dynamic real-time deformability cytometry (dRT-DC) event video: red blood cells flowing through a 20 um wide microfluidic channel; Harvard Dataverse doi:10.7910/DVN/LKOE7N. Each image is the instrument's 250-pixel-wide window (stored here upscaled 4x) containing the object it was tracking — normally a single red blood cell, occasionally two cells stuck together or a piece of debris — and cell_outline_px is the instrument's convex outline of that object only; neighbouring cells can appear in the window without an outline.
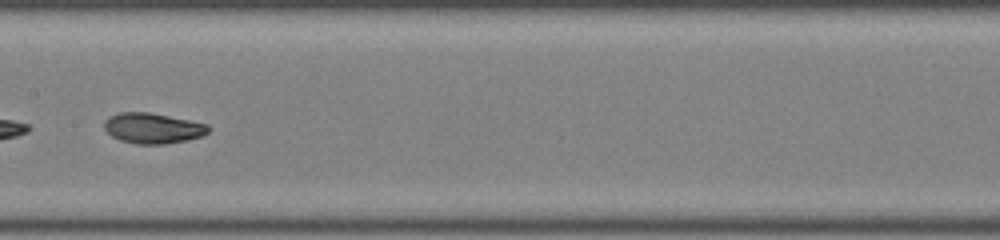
{"species": "common noctule bat (a hibernating species)", "species_latin": "Nyctalus noctula", "temperature_condition": "room temperature", "stored_images_in_passage": 32, "camera_frame_rate_fps": 3000, "um_per_image_px": 0.085, "animal": {"sex": "male", "body_mass_g": 19.0, "forearm_length_mm": 50.8}, "frame": {"image": 1, "passage_image": 10, "time_ms": 3.0, "image_size_px": [1000, 240], "cell_outline_px": [[212, 128], [208, 132], [200, 136], [188, 140], [164, 144], [136, 144], [120, 140], [112, 136], [104, 128], [104, 120], [108, 116], [120, 112], [148, 112], [208, 124]], "centroid_in_image_um": [12.97, 10.89], "position_along_channel_um": 194.4, "area_um2": 18.5}}
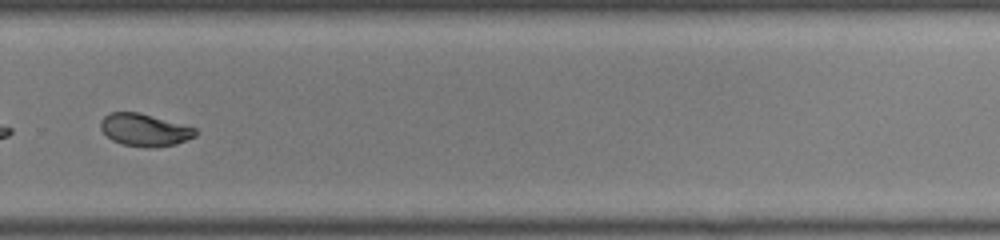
{"frame": {"image": 2, "passage_image": 19, "time_ms": 6.0, "image_size_px": [1000, 240], "cell_outline_px": [[200, 132], [196, 136], [176, 144], [152, 148], [144, 148], [120, 144], [112, 140], [100, 128], [100, 120], [104, 116], [112, 112], [136, 112], [196, 128]], "centroid_in_image_um": [12.29, 11.07], "position_along_channel_um": 317.5, "area_um2": 17.92}, "authors_computed_cell_mechanics": {"area_um2": 18.4382, "velocity_mm_per_s": 4.1056, "shape_relaxation_time_tau1_ms": 2.8391, "shape_relaxation_time_tau2_ms": 1.7259, "deformation_change_tau1": 0.1491, "deformation_change_tau2": 0.0493}}